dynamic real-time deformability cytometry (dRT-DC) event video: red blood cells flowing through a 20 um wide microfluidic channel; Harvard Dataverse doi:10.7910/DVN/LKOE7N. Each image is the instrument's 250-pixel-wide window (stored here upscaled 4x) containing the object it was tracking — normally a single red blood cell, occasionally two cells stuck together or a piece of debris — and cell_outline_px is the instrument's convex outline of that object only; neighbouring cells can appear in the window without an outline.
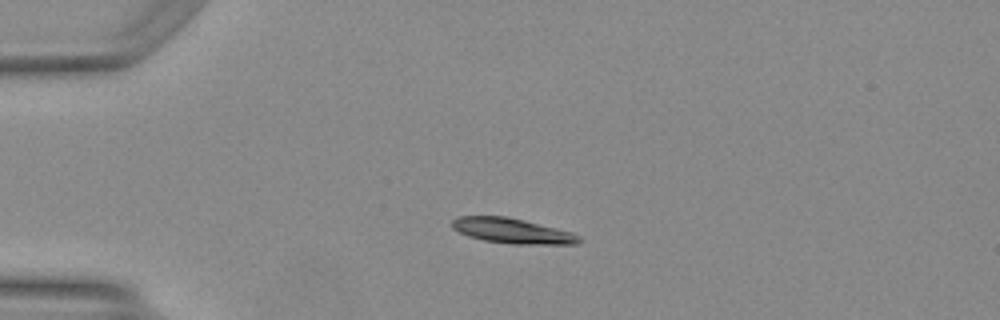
{"species": "Egyptian fruit bat (a non-hibernating species)", "species_latin": "Rousettus aegyptiacus", "temperature_condition": "warm", "stored_images_in_passage": 38, "camera_frame_rate_fps": 3000, "um_per_image_px": 0.085, "animal": {"sex": "female"}, "frame": {"image": 1, "passage_image": 1, "time_ms": 0.0, "image_size_px": [1000, 320], "cell_outline_px": [[584, 240], [576, 244], [512, 244], [484, 240], [468, 236], [452, 228], [452, 220], [460, 216], [508, 216], [572, 232], [580, 236]], "centroid_in_image_um": [43.57, 19.62], "position_along_channel_um": 41.4, "area_um2": 18.61}}
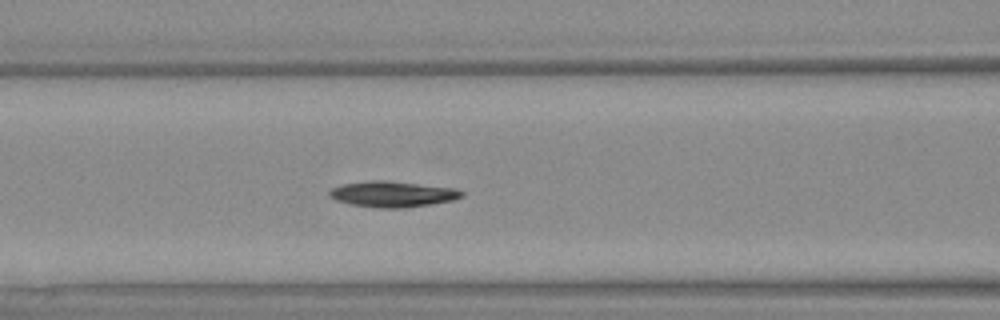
{"frame": {"image": 2, "passage_image": 10, "time_ms": 3.0, "image_size_px": [1000, 320], "cell_outline_px": [[464, 196], [452, 200], [432, 204], [404, 208], [376, 208], [352, 204], [336, 200], [328, 196], [328, 192], [332, 188], [344, 184], [372, 180], [384, 180], [456, 188], [464, 192]], "centroid_in_image_um": [33.38, 16.5], "position_along_channel_um": 133.2, "area_um2": 19.88}}
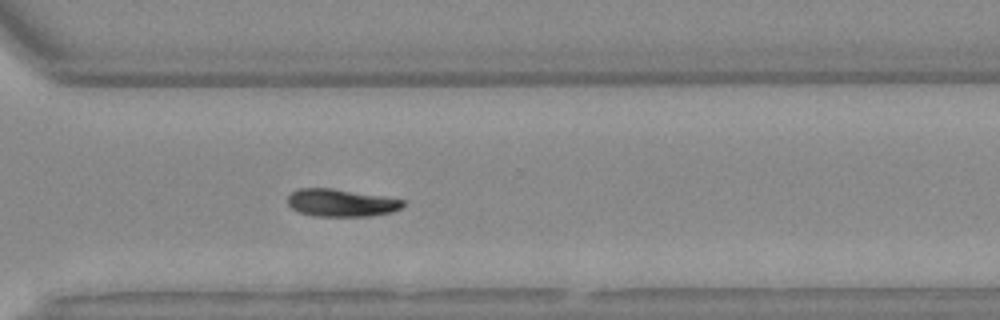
{"frame": {"image": 3, "passage_image": 25, "time_ms": 8.0, "image_size_px": [1000, 320], "cell_outline_px": [[404, 204], [400, 208], [392, 212], [368, 216], [312, 216], [300, 212], [292, 208], [288, 204], [288, 196], [292, 192], [300, 188], [332, 188], [384, 196], [404, 200]], "centroid_in_image_um": [28.99, 17.23], "position_along_channel_um": 341.6, "area_um2": 18.44}, "authors_computed_cell_mechanics": {"area_um2": 18.5827, "velocity_mm_per_s": 4.1728, "shape_relaxation_time_tau1_ms": 4.8045, "shape_relaxation_time_tau2_ms": null, "deformation_change_tau1": 0.1314, "deformation_change_tau2": null}}